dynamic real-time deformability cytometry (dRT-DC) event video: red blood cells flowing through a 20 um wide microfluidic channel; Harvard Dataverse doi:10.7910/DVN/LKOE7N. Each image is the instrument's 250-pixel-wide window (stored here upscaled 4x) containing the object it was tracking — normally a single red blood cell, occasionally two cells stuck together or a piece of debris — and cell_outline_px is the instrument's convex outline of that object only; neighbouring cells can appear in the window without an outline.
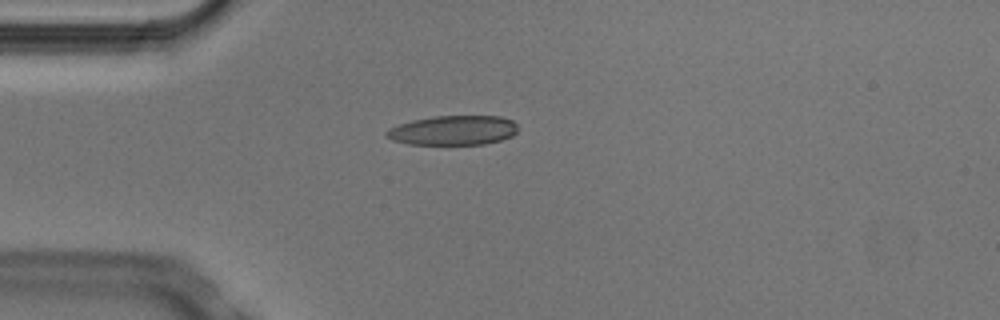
{"species": "Egyptian fruit bat (a non-hibernating species)", "species_latin": "Rousettus aegyptiacus", "temperature_condition": "cold", "stored_images_in_passage": 3, "camera_frame_rate_fps": 3000, "um_per_image_px": 0.085, "animal": {"sex": "male"}, "frame": {"image": 1, "passage_image": 2, "time_ms": 0.333, "image_size_px": [1000, 320], "cell_outline_px": [[520, 128], [512, 136], [500, 140], [484, 144], [408, 144], [392, 140], [384, 132], [388, 128], [412, 120], [432, 116], [500, 116], [512, 120]], "centroid_in_image_um": [38.54, 11.07], "position_along_channel_um": 46.5, "area_um2": 22.66}}